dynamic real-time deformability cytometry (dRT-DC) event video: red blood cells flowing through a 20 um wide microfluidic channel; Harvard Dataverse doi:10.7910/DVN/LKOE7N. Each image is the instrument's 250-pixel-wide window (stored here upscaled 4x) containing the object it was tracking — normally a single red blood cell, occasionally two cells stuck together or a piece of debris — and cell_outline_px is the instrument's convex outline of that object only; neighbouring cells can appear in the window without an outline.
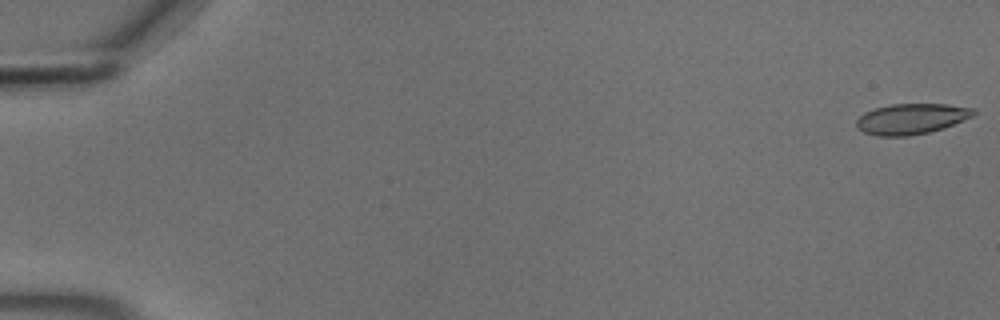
{"species": "common noctule bat (a hibernating species)", "species_latin": "Nyctalus noctula", "temperature_condition": "cold", "stored_images_in_passage": 15, "camera_frame_rate_fps": 3000, "um_per_image_px": 0.085, "animal": {"sex": "male", "body_mass_g": 18.8}, "frame": {"image": 1, "passage_image": 1, "time_ms": 0.0, "image_size_px": [1000, 320], "cell_outline_px": [[976, 112], [972, 116], [944, 128], [928, 132], [908, 136], [880, 136], [864, 132], [856, 128], [856, 120], [864, 112], [876, 108], [892, 104], [944, 104], [976, 108]], "centroid_in_image_um": [77.46, 10.1], "position_along_channel_um": 7.5, "area_um2": 20.81}}